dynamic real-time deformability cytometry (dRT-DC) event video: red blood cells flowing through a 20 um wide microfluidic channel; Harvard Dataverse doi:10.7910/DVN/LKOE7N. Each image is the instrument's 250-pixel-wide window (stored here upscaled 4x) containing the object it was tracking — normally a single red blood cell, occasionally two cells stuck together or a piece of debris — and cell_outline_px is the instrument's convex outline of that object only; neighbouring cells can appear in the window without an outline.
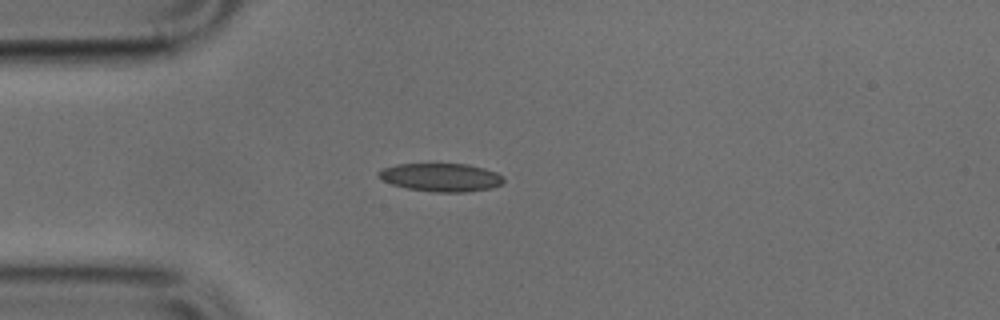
{"species": "common noctule bat (a hibernating species)", "species_latin": "Nyctalus noctula", "temperature_condition": "cold", "stored_images_in_passage": 46, "camera_frame_rate_fps": 3000, "um_per_image_px": 0.085, "animal": {"sex": "male", "body_mass_g": 17.9, "forearm_length_mm": 54.2}, "frame": {"image": 1, "passage_image": 9, "time_ms": 2.667, "image_size_px": [1000, 320], "cell_outline_px": [[504, 180], [500, 184], [492, 188], [464, 192], [436, 192], [408, 188], [392, 184], [376, 176], [376, 172], [384, 168], [396, 164], [468, 164], [484, 168], [496, 172], [504, 176]], "centroid_in_image_um": [37.49, 15.07], "position_along_channel_um": 47.5, "area_um2": 20.52}}
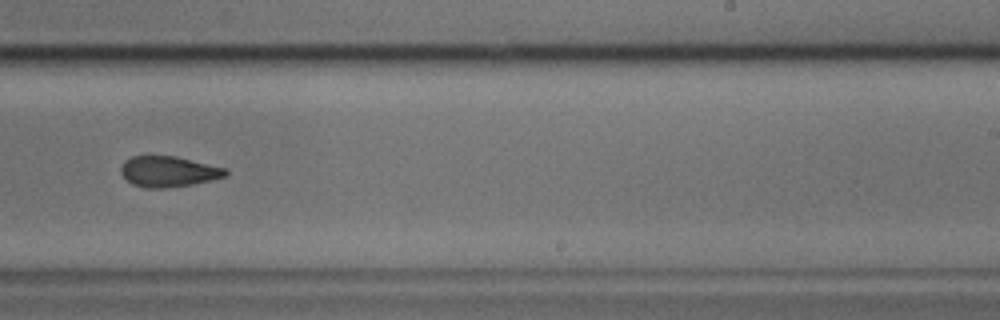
{"frame": {"image": 2, "passage_image": 27, "time_ms": 8.667, "image_size_px": [1000, 320], "cell_outline_px": [[228, 172], [224, 176], [212, 180], [192, 184], [168, 188], [144, 188], [132, 184], [120, 172], [120, 168], [124, 160], [132, 156], [176, 156], [228, 168]], "centroid_in_image_um": [14.32, 14.58], "position_along_channel_um": 274.7, "area_um2": 18.84}}
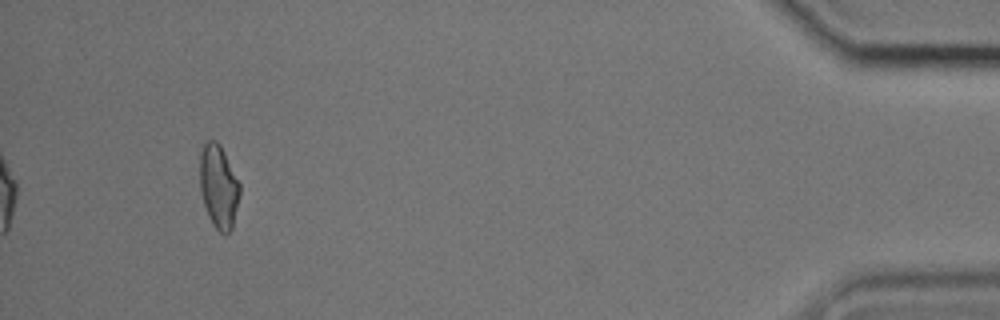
{"frame": {"image": 3, "passage_image": 43, "time_ms": 14.0, "image_size_px": [1000, 320], "cell_outline_px": [[240, 196], [232, 228], [224, 236], [212, 224], [208, 216], [200, 192], [200, 152], [204, 144], [208, 140], [216, 140], [220, 144], [240, 184]], "centroid_in_image_um": [18.58, 15.86], "position_along_channel_um": 416.6, "area_um2": 19.48}}